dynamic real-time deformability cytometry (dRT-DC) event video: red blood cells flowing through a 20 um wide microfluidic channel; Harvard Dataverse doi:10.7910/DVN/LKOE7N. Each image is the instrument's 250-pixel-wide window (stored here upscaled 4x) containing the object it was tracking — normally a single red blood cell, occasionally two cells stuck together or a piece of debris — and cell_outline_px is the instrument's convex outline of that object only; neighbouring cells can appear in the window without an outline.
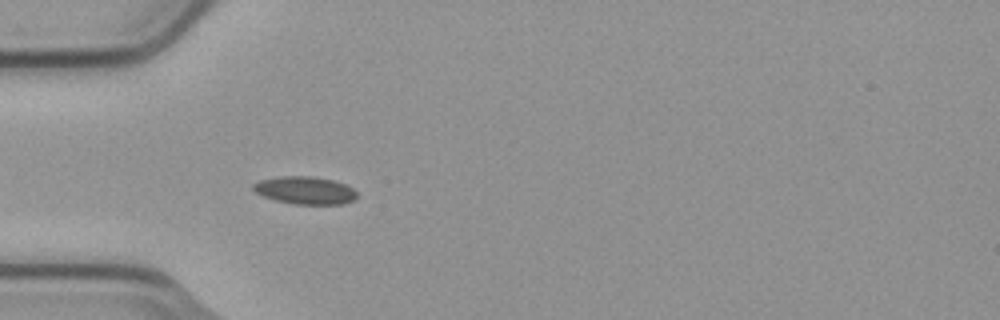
{"species": "common noctule bat (a hibernating species)", "species_latin": "Nyctalus noctula", "temperature_condition": "cold", "stored_images_in_passage": 3, "camera_frame_rate_fps": 3000, "um_per_image_px": 0.085, "animal": {"sex": "male", "body_mass_g": 23.1, "forearm_length_mm": 52.7}, "frame": {"image": 1, "passage_image": 3, "time_ms": 0.667, "image_size_px": [1000, 320], "cell_outline_px": [[356, 200], [344, 204], [292, 204], [276, 200], [264, 196], [256, 192], [252, 188], [252, 184], [260, 180], [284, 176], [308, 176], [332, 180], [344, 184], [352, 188], [356, 192]], "centroid_in_image_um": [25.94, 16.19], "position_along_channel_um": 59.1, "area_um2": 16.59}}